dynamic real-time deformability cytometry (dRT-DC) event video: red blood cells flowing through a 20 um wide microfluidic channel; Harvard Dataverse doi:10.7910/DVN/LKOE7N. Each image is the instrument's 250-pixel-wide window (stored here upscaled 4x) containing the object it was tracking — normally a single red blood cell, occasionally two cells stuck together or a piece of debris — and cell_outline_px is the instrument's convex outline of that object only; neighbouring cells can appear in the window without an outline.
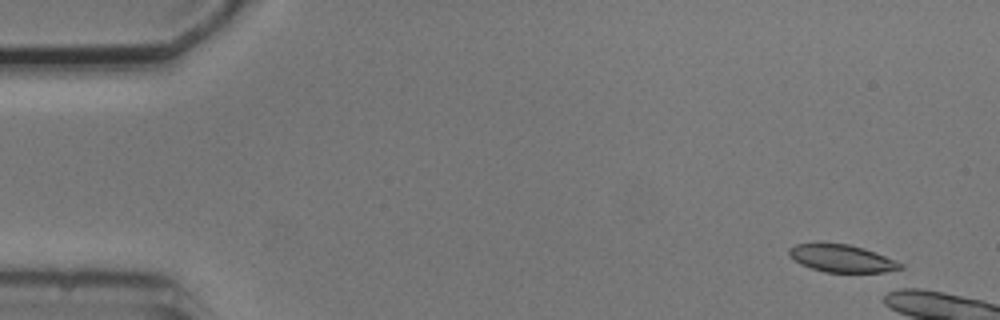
{"species": "common noctule bat (a hibernating species)", "species_latin": "Nyctalus noctula", "temperature_condition": "cold", "stored_images_in_passage": 3, "camera_frame_rate_fps": 3000, "um_per_image_px": 0.085, "animal": {"sex": "male", "body_mass_g": 20.5, "forearm_length_mm": 52.5}, "frame": {"image": 1, "passage_image": 1, "time_ms": 0.0, "image_size_px": [1000, 320], "cell_outline_px": [[904, 268], [884, 272], [824, 272], [800, 264], [788, 252], [788, 248], [796, 244], [848, 244], [864, 248], [876, 252], [896, 260], [904, 264]], "centroid_in_image_um": [71.61, 21.97], "position_along_channel_um": 13.4, "area_um2": 17.63}}